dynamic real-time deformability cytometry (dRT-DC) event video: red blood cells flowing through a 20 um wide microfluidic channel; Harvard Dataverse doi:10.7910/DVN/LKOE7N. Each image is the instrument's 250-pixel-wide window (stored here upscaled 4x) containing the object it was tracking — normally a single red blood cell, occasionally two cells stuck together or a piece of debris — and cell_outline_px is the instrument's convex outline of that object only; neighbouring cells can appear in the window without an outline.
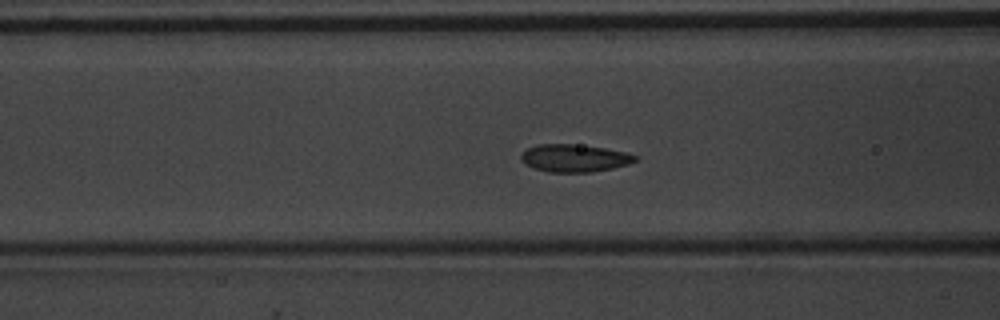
{"species": "common noctule bat (a hibernating species)", "species_latin": "Nyctalus noctula", "temperature_condition": "warm", "stored_images_in_passage": 51, "camera_frame_rate_fps": 3000, "um_per_image_px": 0.085, "animal": {"sex": "male", "body_mass_g": 20.1, "forearm_length_mm": 53.5}, "frame": {"image": 1, "passage_image": 20, "time_ms": 6.333, "image_size_px": [1000, 320], "cell_outline_px": [[640, 156], [636, 160], [628, 164], [612, 168], [592, 172], [548, 172], [532, 168], [524, 164], [520, 160], [520, 156], [528, 148], [536, 144], [572, 144], [604, 148], [624, 152]], "centroid_in_image_um": [48.79, 13.44], "position_along_channel_um": 117.8, "area_um2": 18.38}}
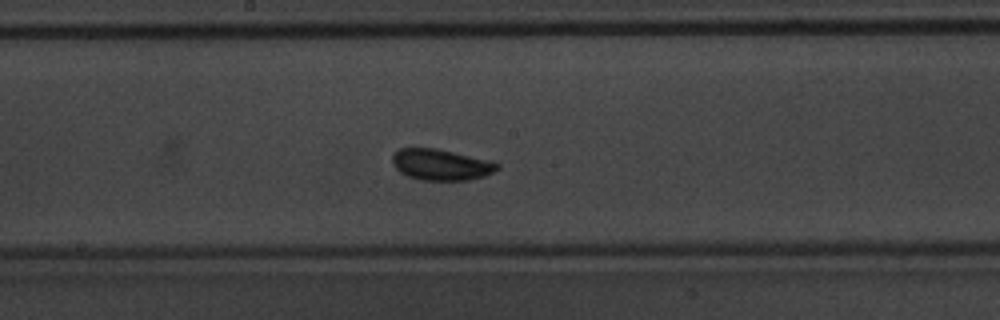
{"frame": {"image": 2, "passage_image": 27, "time_ms": 8.667, "image_size_px": [1000, 320], "cell_outline_px": [[500, 168], [484, 176], [468, 180], [420, 180], [408, 176], [400, 172], [392, 164], [392, 156], [400, 148], [436, 148], [492, 160], [500, 164]], "centroid_in_image_um": [37.51, 13.99], "position_along_channel_um": 210.7, "area_um2": 19.13}}
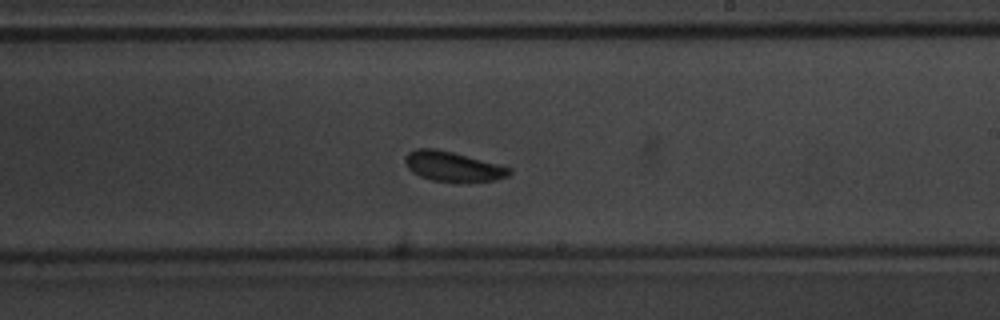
{"frame": {"image": 3, "passage_image": 30, "time_ms": 9.667, "image_size_px": [1000, 320], "cell_outline_px": [[512, 172], [508, 176], [492, 180], [432, 180], [420, 176], [412, 172], [404, 164], [404, 156], [408, 152], [416, 148], [436, 148], [500, 164], [512, 168]], "centroid_in_image_um": [38.45, 14.11], "position_along_channel_um": 250.6, "area_um2": 17.8}, "authors_computed_cell_mechanics": {"area_um2": 18.0336, "velocity_mm_per_s": 3.9861, "shape_relaxation_time_tau1_ms": 1.068, "shape_relaxation_time_tau2_ms": null, "deformation_change_tau1": 0.0782, "deformation_change_tau2": null}}